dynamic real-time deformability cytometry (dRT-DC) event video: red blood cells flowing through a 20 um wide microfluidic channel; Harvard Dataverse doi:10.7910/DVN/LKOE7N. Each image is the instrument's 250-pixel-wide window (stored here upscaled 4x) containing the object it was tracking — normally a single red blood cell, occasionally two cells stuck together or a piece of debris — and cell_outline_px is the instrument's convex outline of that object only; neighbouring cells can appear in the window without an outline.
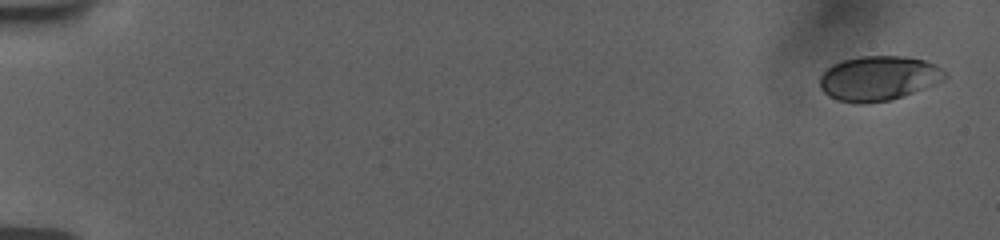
{"species": "human", "species_latin": "Homo sapiens", "temperature_condition": "room temperature", "stored_images_in_passage": 12, "camera_frame_rate_fps": 3000, "um_per_image_px": 0.085, "donor": {"sex": "female"}, "frame": {"image": 1, "passage_image": 1, "time_ms": 0.0, "image_size_px": [1000, 240], "cell_outline_px": [[948, 76], [944, 80], [924, 88], [888, 100], [860, 104], [836, 100], [828, 96], [820, 88], [820, 76], [832, 64], [844, 60], [860, 56], [900, 56], [924, 60], [936, 64], [948, 72]], "centroid_in_image_um": [74.68, 6.64], "position_along_channel_um": 10.3, "area_um2": 32.48}}
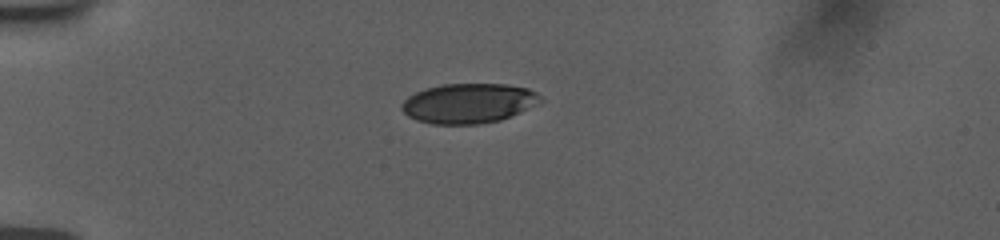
{"frame": {"image": 2, "passage_image": 9, "time_ms": 4.667, "image_size_px": [1000, 240], "cell_outline_px": [[544, 100], [512, 116], [500, 120], [480, 124], [432, 124], [416, 120], [408, 116], [400, 108], [400, 104], [408, 96], [424, 88], [440, 84], [508, 84], [528, 88], [536, 92]], "centroid_in_image_um": [39.81, 8.77], "position_along_channel_um": 45.2, "area_um2": 32.43}}
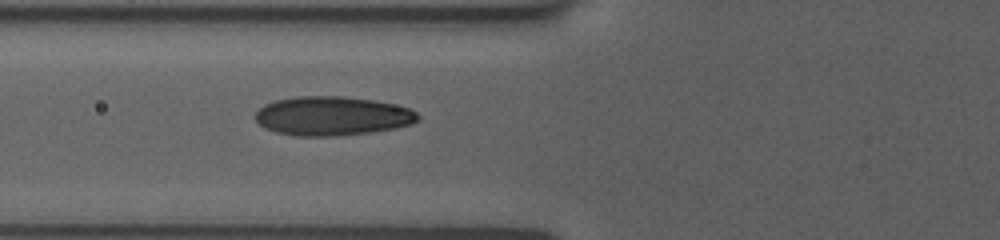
{"frame": {"image": 3, "passage_image": 12, "time_ms": 7.0, "image_size_px": [1000, 240], "cell_outline_px": [[420, 116], [412, 124], [372, 132], [336, 136], [296, 136], [276, 132], [264, 128], [256, 120], [256, 112], [264, 104], [276, 100], [296, 96], [340, 96], [372, 100], [392, 104], [408, 108], [416, 112]], "centroid_in_image_um": [28.2, 9.86], "position_along_channel_um": 97.6, "area_um2": 36.82}}